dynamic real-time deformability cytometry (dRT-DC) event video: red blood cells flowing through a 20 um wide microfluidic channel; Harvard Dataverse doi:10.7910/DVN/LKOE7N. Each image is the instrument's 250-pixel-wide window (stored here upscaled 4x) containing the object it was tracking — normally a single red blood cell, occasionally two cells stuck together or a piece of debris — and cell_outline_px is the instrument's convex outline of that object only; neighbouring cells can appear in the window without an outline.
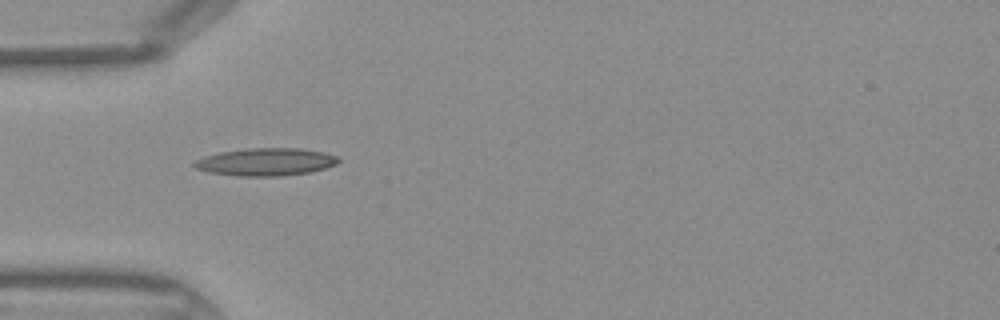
{"species": "Egyptian fruit bat (a non-hibernating species)", "species_latin": "Rousettus aegyptiacus", "temperature_condition": "warm", "stored_images_in_passage": 31, "camera_frame_rate_fps": 3000, "um_per_image_px": 0.085, "frame": {"image": 1, "passage_image": 1, "time_ms": 0.0, "image_size_px": [1000, 320], "cell_outline_px": [[340, 160], [336, 164], [324, 168], [308, 172], [280, 176], [236, 176], [208, 172], [196, 168], [192, 164], [196, 160], [204, 156], [220, 152], [248, 148], [300, 148], [324, 152], [340, 156]], "centroid_in_image_um": [22.6, 13.76], "position_along_channel_um": 62.4, "area_um2": 23.24}}
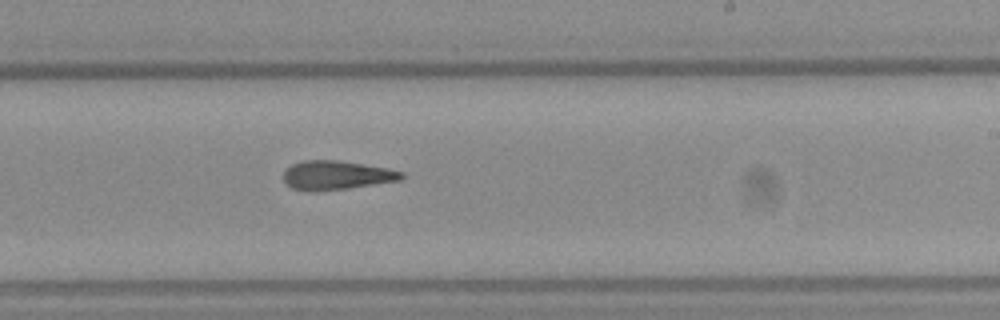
{"frame": {"image": 2, "passage_image": 14, "time_ms": 4.333, "image_size_px": [1000, 320], "cell_outline_px": [[404, 176], [400, 180], [348, 188], [316, 192], [312, 192], [292, 188], [284, 180], [284, 172], [292, 164], [304, 160], [340, 160], [388, 168], [404, 172]], "centroid_in_image_um": [28.6, 14.89], "position_along_channel_um": 260.4, "area_um2": 19.94}}
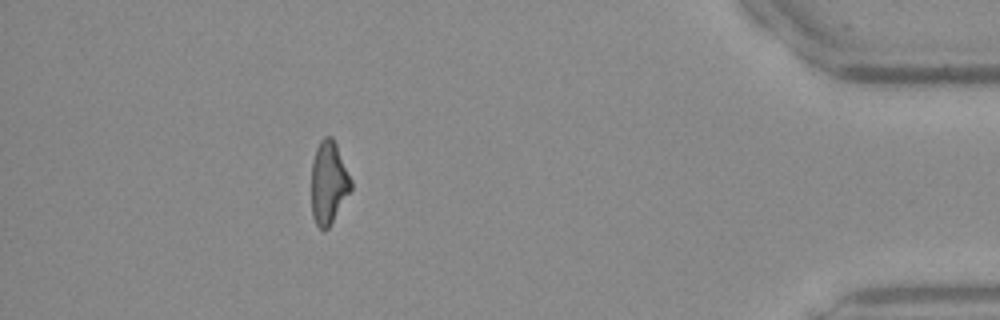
{"frame": {"image": 3, "passage_image": 27, "time_ms": 8.667, "image_size_px": [1000, 320], "cell_outline_px": [[352, 188], [328, 228], [324, 232], [316, 224], [312, 216], [312, 160], [316, 148], [320, 140], [324, 136], [332, 136], [336, 144], [352, 180]], "centroid_in_image_um": [27.93, 15.51], "position_along_channel_um": 407.3, "area_um2": 19.02}}